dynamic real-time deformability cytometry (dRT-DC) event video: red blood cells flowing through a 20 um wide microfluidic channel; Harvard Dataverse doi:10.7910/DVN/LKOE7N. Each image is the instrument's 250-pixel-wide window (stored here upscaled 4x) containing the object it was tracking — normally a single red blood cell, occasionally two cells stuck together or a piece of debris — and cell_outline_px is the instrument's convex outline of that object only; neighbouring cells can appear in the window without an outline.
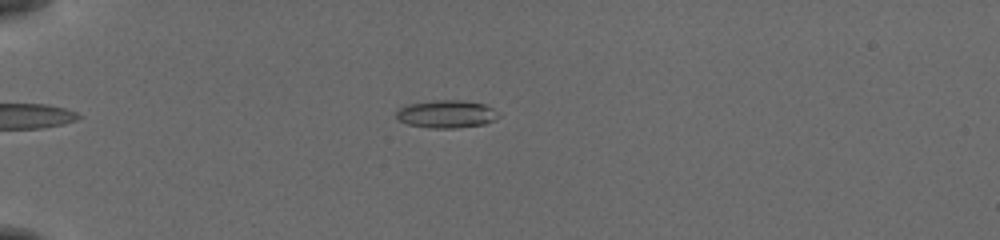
{"species": "common noctule bat (a hibernating species)", "species_latin": "Nyctalus noctula", "temperature_condition": "cold", "stored_images_in_passage": 55, "camera_frame_rate_fps": 3000, "um_per_image_px": 0.085, "animal": {"sex": "female", "body_mass_g": 19.5, "forearm_length_mm": 54.1}, "frame": {"image": 1, "passage_image": 17, "time_ms": 5.333, "image_size_px": [1000, 240], "cell_outline_px": [[500, 116], [484, 124], [456, 128], [432, 128], [408, 124], [400, 120], [396, 116], [396, 112], [400, 108], [408, 104], [436, 100], [460, 100], [484, 104], [492, 108]], "centroid_in_image_um": [37.94, 9.69], "position_along_channel_um": 47.1, "area_um2": 16.3}}
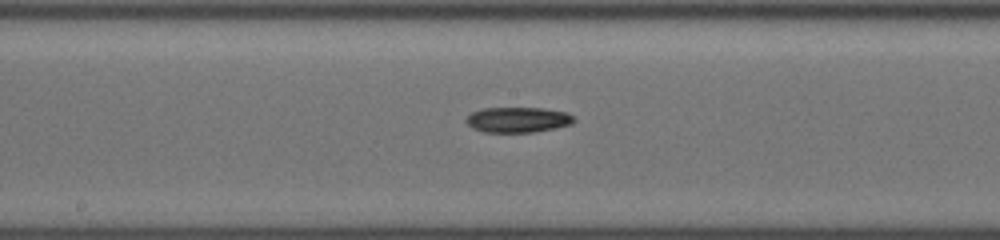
{"frame": {"image": 2, "passage_image": 32, "time_ms": 10.333, "image_size_px": [1000, 240], "cell_outline_px": [[576, 120], [572, 124], [532, 132], [484, 132], [472, 128], [464, 120], [472, 112], [484, 108], [540, 108], [564, 112], [572, 116]], "centroid_in_image_um": [43.98, 10.18], "position_along_channel_um": 204.2, "area_um2": 15.72}}
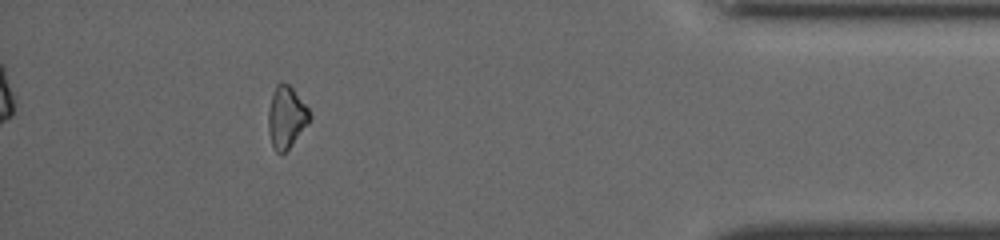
{"frame": {"image": 3, "passage_image": 51, "time_ms": 16.667, "image_size_px": [1000, 240], "cell_outline_px": [[312, 116], [308, 124], [288, 148], [284, 152], [276, 152], [272, 144], [268, 132], [268, 112], [272, 96], [276, 84], [280, 80], [288, 84], [292, 88], [308, 108]], "centroid_in_image_um": [24.33, 9.93], "position_along_channel_um": 410.9, "area_um2": 14.74}}